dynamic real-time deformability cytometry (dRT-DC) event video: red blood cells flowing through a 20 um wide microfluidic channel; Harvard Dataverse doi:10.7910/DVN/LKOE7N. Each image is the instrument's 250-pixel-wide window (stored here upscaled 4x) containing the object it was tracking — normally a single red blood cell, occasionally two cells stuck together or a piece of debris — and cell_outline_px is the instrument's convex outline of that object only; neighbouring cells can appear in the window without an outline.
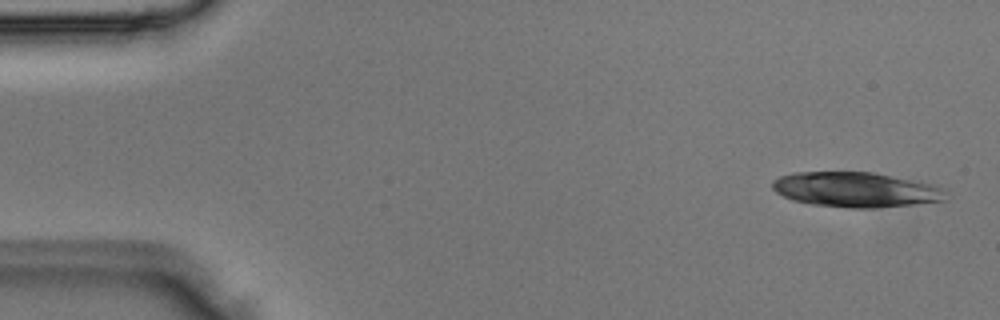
{"species": "Egyptian fruit bat (a non-hibernating species)", "species_latin": "Rousettus aegyptiacus", "temperature_condition": "room temperature", "stored_images_in_passage": 5, "camera_frame_rate_fps": 3000, "um_per_image_px": 0.085, "animal": {"sex": "male"}, "frame": {"image": 1, "passage_image": 1, "time_ms": 0.0, "image_size_px": [1000, 320], "cell_outline_px": [[948, 200], [912, 204], [872, 208], [852, 208], [812, 204], [792, 200], [776, 192], [772, 188], [772, 180], [780, 176], [792, 172], [872, 172], [936, 184], [944, 188]], "centroid_in_image_um": [72.76, 16.11], "position_along_channel_um": 12.2, "area_um2": 35.55}}
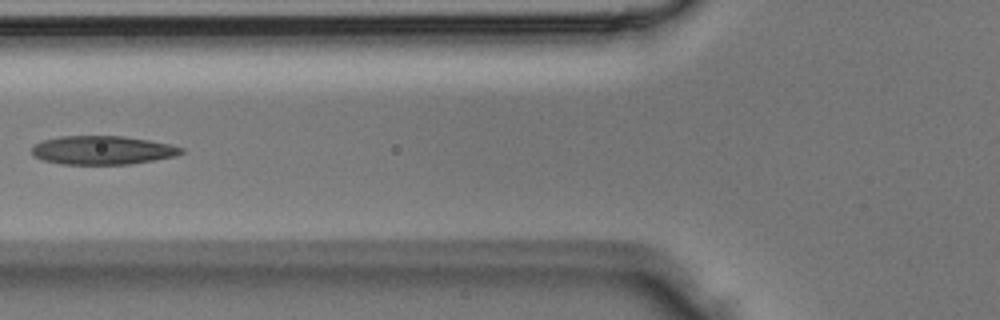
{"frame": {"image": 2, "passage_image": 5, "time_ms": 1.333, "image_size_px": [1000, 320], "cell_outline_px": [[184, 152], [176, 156], [128, 164], [60, 164], [44, 160], [32, 156], [32, 148], [36, 144], [44, 140], [60, 136], [124, 136], [172, 144], [184, 148]], "centroid_in_image_um": [8.73, 12.76], "position_along_channel_um": 117.1, "area_um2": 24.91}}